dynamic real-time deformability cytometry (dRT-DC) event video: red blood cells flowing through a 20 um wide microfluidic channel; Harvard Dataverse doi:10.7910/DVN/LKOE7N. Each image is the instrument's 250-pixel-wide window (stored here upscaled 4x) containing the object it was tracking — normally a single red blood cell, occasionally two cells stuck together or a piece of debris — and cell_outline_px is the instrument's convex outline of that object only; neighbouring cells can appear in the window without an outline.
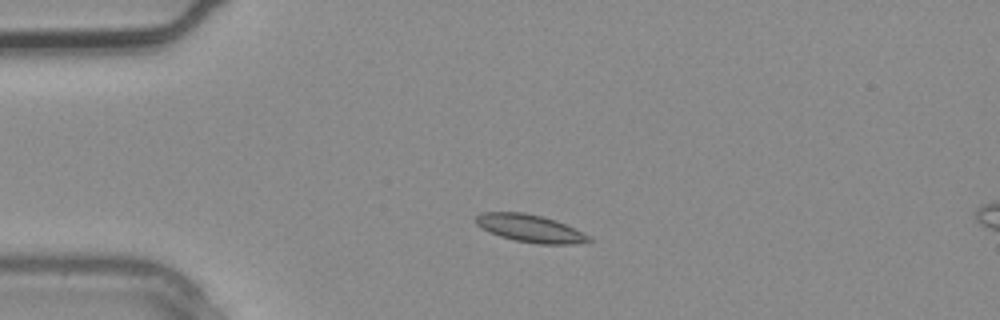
{"species": "common noctule bat (a hibernating species)", "species_latin": "Nyctalus noctula", "temperature_condition": "warm", "stored_images_in_passage": 2, "camera_frame_rate_fps": 3000, "um_per_image_px": 0.085, "animal": {"sex": "male", "body_mass_g": 20.4}, "frame": {"image": 1, "passage_image": 1, "time_ms": 0.0, "image_size_px": [1000, 320], "cell_outline_px": [[592, 240], [572, 244], [540, 244], [516, 240], [500, 236], [476, 224], [476, 216], [480, 212], [524, 212], [556, 220], [592, 236]], "centroid_in_image_um": [45.09, 19.4], "position_along_channel_um": 39.9, "area_um2": 17.92}}